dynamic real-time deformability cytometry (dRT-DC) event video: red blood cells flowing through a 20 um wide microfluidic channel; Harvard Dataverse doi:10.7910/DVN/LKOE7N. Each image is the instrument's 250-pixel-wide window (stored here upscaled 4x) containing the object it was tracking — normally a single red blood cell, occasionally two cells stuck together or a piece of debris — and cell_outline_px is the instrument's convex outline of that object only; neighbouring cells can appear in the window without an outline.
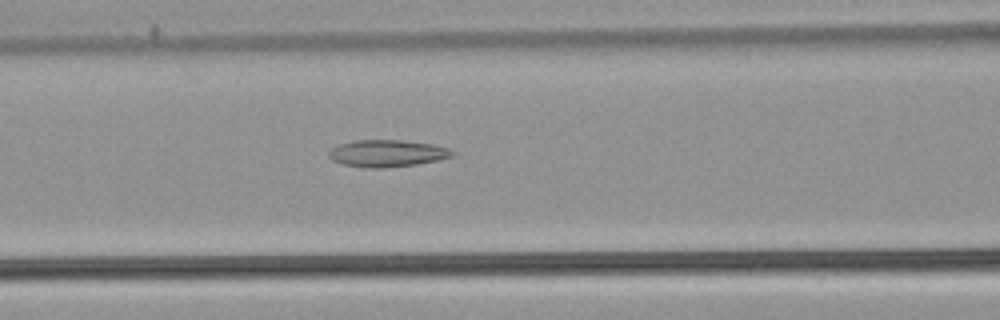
{"species": "common noctule bat (a hibernating species)", "species_latin": "Nyctalus noctula", "temperature_condition": "warm", "stored_images_in_passage": 48, "camera_frame_rate_fps": 3000, "um_per_image_px": 0.085, "animal": {"sex": "male", "body_mass_g": 21.5, "forearm_length_mm": 52.0}, "frame": {"image": 1, "passage_image": 18, "time_ms": 5.667, "image_size_px": [1000, 320], "cell_outline_px": [[456, 152], [452, 156], [436, 160], [416, 164], [384, 168], [372, 168], [344, 164], [332, 160], [328, 156], [328, 152], [332, 148], [340, 144], [356, 140], [400, 140], [432, 144], [448, 148]], "centroid_in_image_um": [32.9, 13.03], "position_along_channel_um": 133.7, "area_um2": 19.19}}
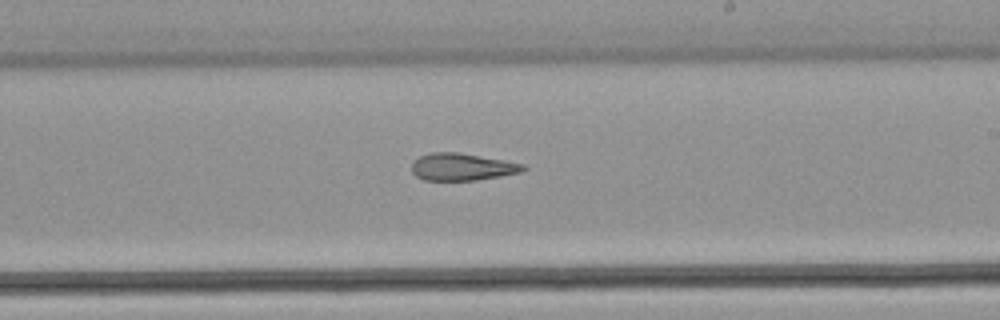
{"frame": {"image": 2, "passage_image": 27, "time_ms": 8.667, "image_size_px": [1000, 320], "cell_outline_px": [[528, 168], [520, 172], [500, 176], [476, 180], [424, 180], [416, 176], [412, 172], [412, 164], [420, 156], [432, 152], [460, 152], [504, 160], [524, 164]], "centroid_in_image_um": [39.29, 14.18], "position_along_channel_um": 249.7, "area_um2": 17.63}}
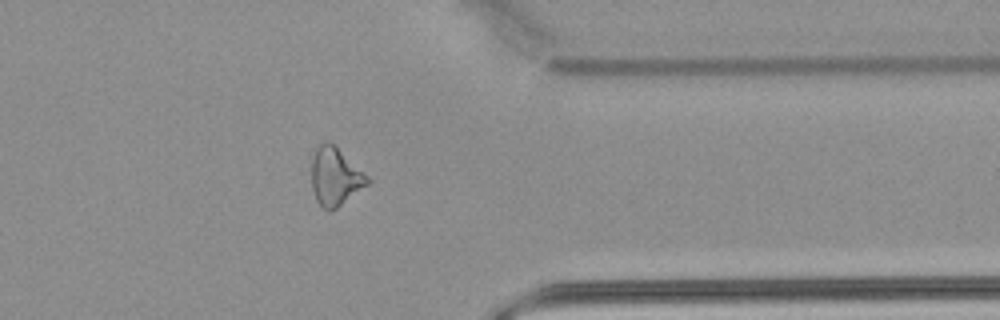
{"frame": {"image": 3, "passage_image": 38, "time_ms": 12.333, "image_size_px": [1000, 320], "cell_outline_px": [[372, 180], [368, 184], [332, 212], [328, 212], [316, 200], [312, 188], [312, 156], [316, 148], [324, 140], [328, 140], [336, 144]], "centroid_in_image_um": [28.5, 14.98], "position_along_channel_um": 382.9, "area_um2": 19.25}, "authors_computed_cell_mechanics": {"area_um2": 19.363, "velocity_mm_per_s": 3.8789, "shape_relaxation_time_tau1_ms": null, "shape_relaxation_time_tau2_ms": 6.8602, "deformation_change_tau1": null, "deformation_change_tau2": 0.2086}}